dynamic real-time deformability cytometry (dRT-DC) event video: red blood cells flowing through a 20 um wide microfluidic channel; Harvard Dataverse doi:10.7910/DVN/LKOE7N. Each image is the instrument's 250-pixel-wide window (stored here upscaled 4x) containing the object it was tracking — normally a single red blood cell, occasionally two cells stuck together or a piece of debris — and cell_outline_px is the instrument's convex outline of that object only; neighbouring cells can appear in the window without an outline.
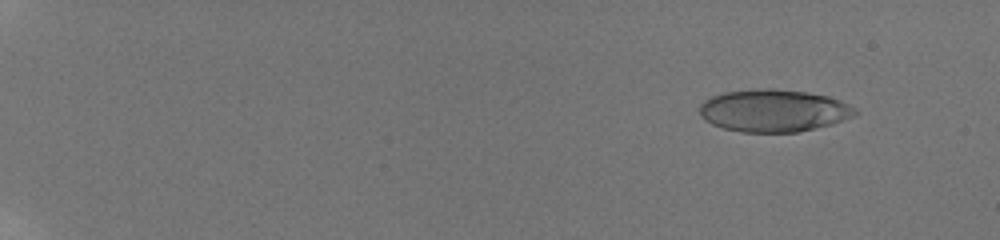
{"species": "human", "species_latin": "Homo sapiens", "temperature_condition": "room temperature", "stored_images_in_passage": 58, "camera_frame_rate_fps": 3000, "um_per_image_px": 0.085, "donor": {"sex": "male"}, "frame": {"image": 1, "passage_image": 7, "time_ms": 2.0, "image_size_px": [1000, 240], "cell_outline_px": [[860, 112], [856, 116], [832, 124], [800, 132], [740, 132], [724, 128], [712, 124], [704, 120], [700, 116], [700, 104], [704, 100], [712, 96], [724, 92], [764, 88], [772, 88], [804, 92], [828, 96], [840, 100], [856, 108]], "centroid_in_image_um": [65.78, 9.41], "position_along_channel_um": 19.2, "area_um2": 38.67}}
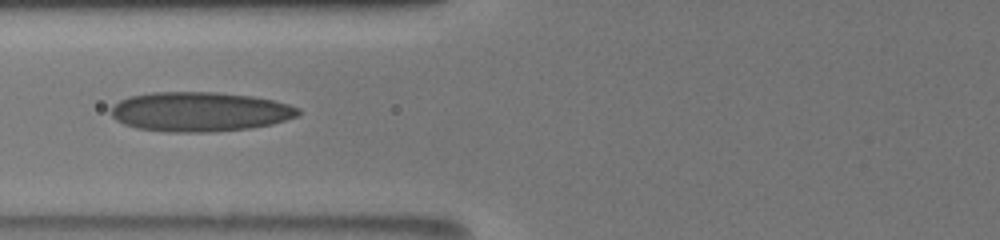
{"frame": {"image": 2, "passage_image": 28, "time_ms": 9.0, "image_size_px": [1000, 240], "cell_outline_px": [[300, 112], [296, 116], [272, 124], [252, 128], [212, 132], [168, 132], [136, 128], [124, 124], [116, 120], [112, 116], [112, 108], [120, 100], [128, 96], [152, 92], [216, 92], [252, 96], [272, 100], [288, 104], [300, 108]], "centroid_in_image_um": [16.97, 9.5], "position_along_channel_um": 108.8, "area_um2": 43.18}}
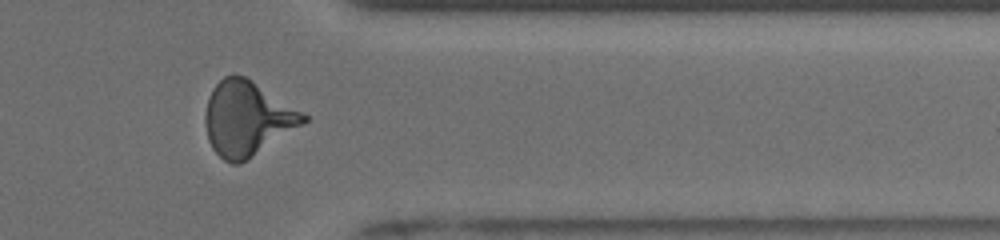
{"frame": {"image": 3, "passage_image": 50, "time_ms": 16.333, "image_size_px": [1000, 240], "cell_outline_px": [[308, 120], [304, 124], [248, 160], [240, 164], [232, 164], [224, 160], [212, 148], [208, 140], [204, 120], [204, 116], [208, 100], [212, 88], [224, 76], [232, 72], [244, 76], [252, 80], [308, 116]], "centroid_in_image_um": [20.99, 10.08], "position_along_channel_um": 390.4, "area_um2": 42.66}, "authors_computed_cell_mechanics": {"area_um2": 39.9976, "velocity_mm_per_s": 3.8738, "shape_relaxation_time_tau1_ms": null, "shape_relaxation_time_tau2_ms": 1.1384, "deformation_change_tau1": null, "deformation_change_tau2": 0.1049}}